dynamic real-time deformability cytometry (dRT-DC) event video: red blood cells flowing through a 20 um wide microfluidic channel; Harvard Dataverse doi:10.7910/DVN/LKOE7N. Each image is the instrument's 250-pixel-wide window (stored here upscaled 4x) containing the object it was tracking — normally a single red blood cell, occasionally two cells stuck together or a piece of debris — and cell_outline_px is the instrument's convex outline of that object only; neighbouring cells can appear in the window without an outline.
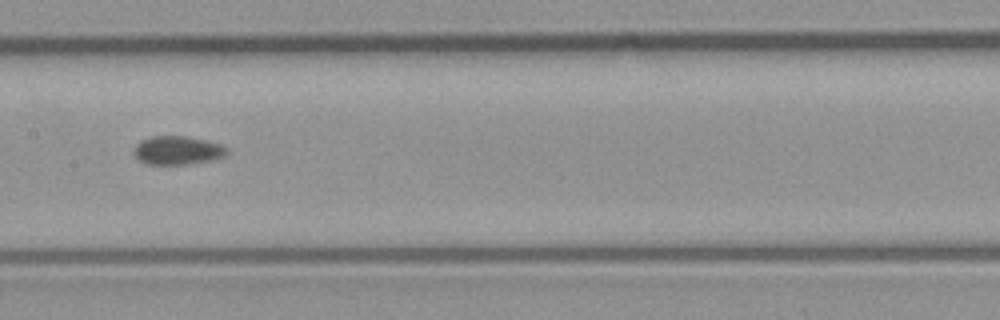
{"species": "common noctule bat (a hibernating species)", "species_latin": "Nyctalus noctula", "temperature_condition": "room temperature", "stored_images_in_passage": 5, "camera_frame_rate_fps": 3000, "um_per_image_px": 0.085, "animal": {"sex": "male", "body_mass_g": 23.1, "forearm_length_mm": 52.7}, "frame": {"image": 1, "passage_image": 5, "time_ms": 5.333, "image_size_px": [1000, 320], "cell_outline_px": [[228, 152], [224, 156], [212, 160], [188, 164], [148, 164], [140, 160], [132, 152], [136, 144], [140, 140], [152, 136], [184, 136], [204, 140], [220, 144], [228, 148]], "centroid_in_image_um": [15.08, 12.78], "position_along_channel_um": 192.3, "area_um2": 15.43}}